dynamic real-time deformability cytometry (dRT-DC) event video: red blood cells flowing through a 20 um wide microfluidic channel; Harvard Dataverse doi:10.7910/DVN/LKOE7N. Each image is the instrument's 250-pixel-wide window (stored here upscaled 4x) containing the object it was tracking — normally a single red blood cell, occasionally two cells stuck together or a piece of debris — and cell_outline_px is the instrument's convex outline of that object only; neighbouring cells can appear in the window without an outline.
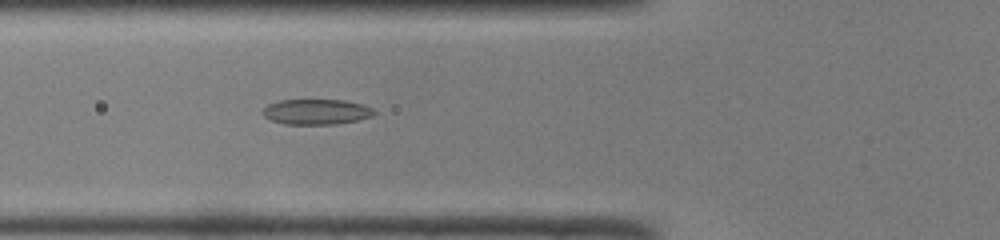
{"species": "common noctule bat (a hibernating species)", "species_latin": "Nyctalus noctula", "temperature_condition": "room temperature", "stored_images_in_passage": 49, "camera_frame_rate_fps": 3000, "um_per_image_px": 0.085, "animal": {"sex": "male", "body_mass_g": 19.0, "forearm_length_mm": 50.8}, "frame": {"image": 1, "passage_image": 18, "time_ms": 5.667, "image_size_px": [1000, 240], "cell_outline_px": [[376, 112], [372, 116], [356, 120], [336, 124], [284, 124], [272, 120], [264, 116], [264, 108], [268, 104], [280, 100], [344, 100], [364, 104], [372, 108]], "centroid_in_image_um": [26.91, 9.5], "position_along_channel_um": 98.9, "area_um2": 16.36}}
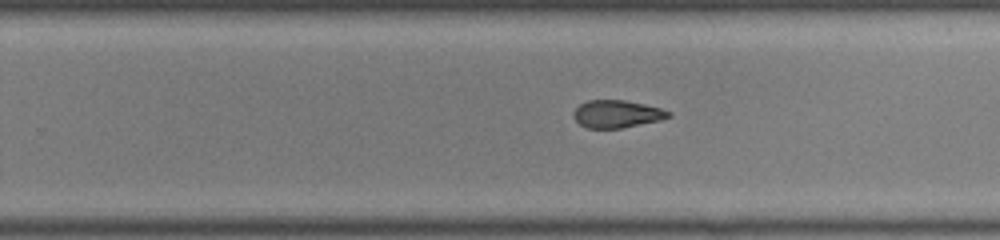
{"frame": {"image": 2, "passage_image": 31, "time_ms": 10.0, "image_size_px": [1000, 240], "cell_outline_px": [[672, 116], [660, 120], [620, 128], [588, 128], [580, 124], [576, 120], [576, 108], [580, 104], [588, 100], [624, 100], [644, 104], [660, 108], [672, 112]], "centroid_in_image_um": [52.48, 9.68], "position_along_channel_um": 277.3, "area_um2": 14.97}}
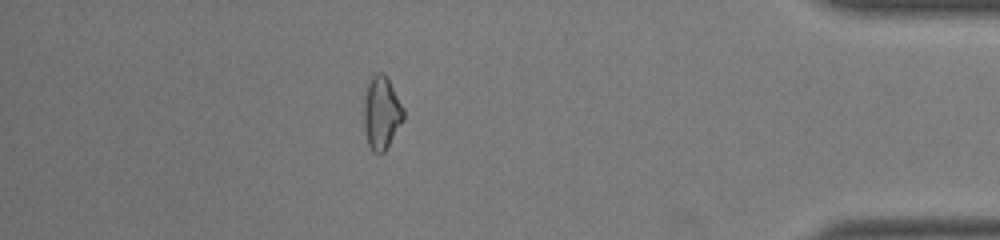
{"frame": {"image": 3, "passage_image": 43, "time_ms": 14.0, "image_size_px": [1000, 240], "cell_outline_px": [[404, 120], [384, 152], [380, 156], [372, 152], [368, 144], [364, 128], [364, 100], [368, 84], [372, 76], [376, 72], [380, 72], [388, 80], [404, 108]], "centroid_in_image_um": [32.43, 9.66], "position_along_channel_um": 402.8, "area_um2": 16.76}, "authors_computed_cell_mechanics": {"area_um2": 16.3574, "velocity_mm_per_s": 4.1202, "shape_relaxation_time_tau1_ms": null, "shape_relaxation_time_tau2_ms": 3.4356, "deformation_change_tau1": null, "deformation_change_tau2": 0.1012}}